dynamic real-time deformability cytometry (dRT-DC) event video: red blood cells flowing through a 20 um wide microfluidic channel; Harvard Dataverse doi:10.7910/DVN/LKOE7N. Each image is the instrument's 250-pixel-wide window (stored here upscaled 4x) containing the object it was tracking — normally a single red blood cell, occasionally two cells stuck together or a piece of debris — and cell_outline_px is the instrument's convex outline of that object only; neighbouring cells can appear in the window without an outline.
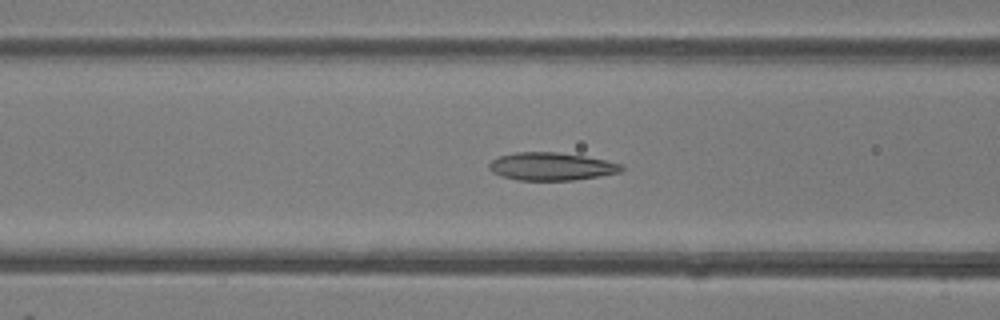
{"species": "common noctule bat (a hibernating species)", "species_latin": "Nyctalus noctula", "temperature_condition": "room temperature", "stored_images_in_passage": 40, "camera_frame_rate_fps": 3000, "um_per_image_px": 0.085, "animal": {"sex": "female"}, "frame": {"image": 1, "passage_image": 10, "time_ms": 3.0, "image_size_px": [1000, 320], "cell_outline_px": [[624, 168], [620, 172], [600, 176], [572, 180], [516, 180], [500, 176], [492, 172], [488, 168], [488, 164], [492, 160], [500, 156], [516, 152], [556, 152], [584, 156], [624, 164]], "centroid_in_image_um": [46.85, 14.15], "position_along_channel_um": 119.7, "area_um2": 21.5}}
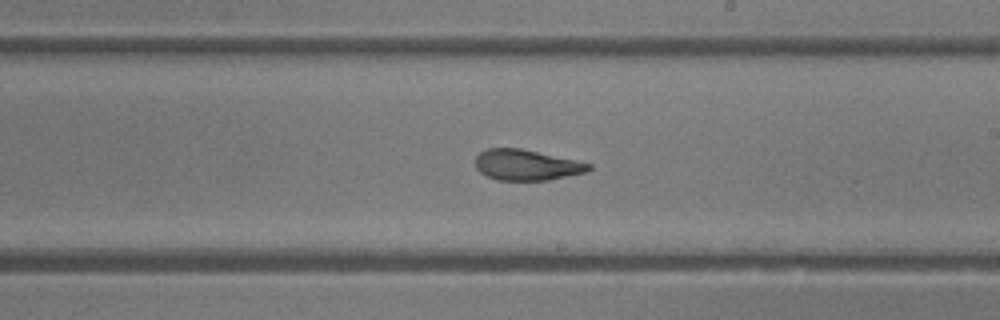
{"frame": {"image": 2, "passage_image": 19, "time_ms": 6.0, "image_size_px": [1000, 320], "cell_outline_px": [[592, 168], [584, 172], [548, 180], [496, 180], [480, 172], [476, 168], [476, 156], [480, 152], [488, 148], [520, 148], [576, 160], [592, 164]], "centroid_in_image_um": [44.74, 14.02], "position_along_channel_um": 244.3, "area_um2": 20.11}}
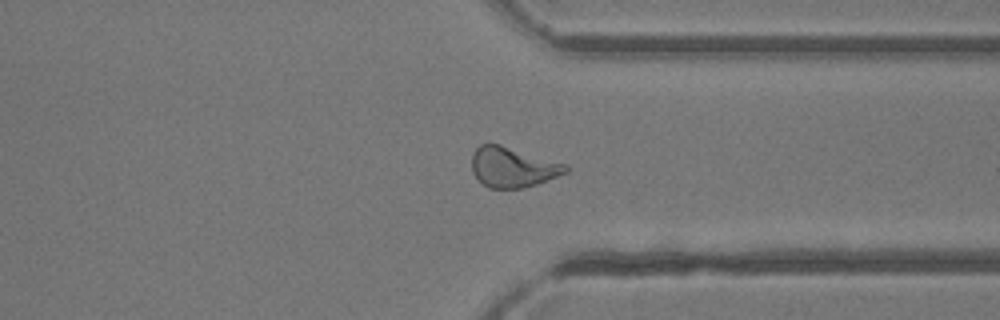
{"frame": {"image": 3, "passage_image": 28, "time_ms": 9.0, "image_size_px": [1000, 320], "cell_outline_px": [[568, 172], [536, 184], [520, 188], [488, 188], [472, 172], [472, 152], [480, 144], [488, 140], [568, 164]], "centroid_in_image_um": [43.56, 14.16], "position_along_channel_um": 367.8, "area_um2": 22.31}, "authors_computed_cell_mechanics": {"area_um2": 21.7906, "velocity_mm_per_s": 4.152, "shape_relaxation_time_tau1_ms": 5.3646, "shape_relaxation_time_tau2_ms": 1.5714, "deformation_change_tau1": 0.2078, "deformation_change_tau2": 0.1066}}